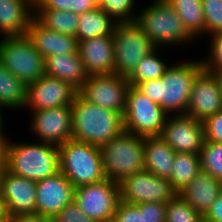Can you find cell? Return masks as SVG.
<instances>
[{"label": "cell", "instance_id": "5bb4252c", "mask_svg": "<svg viewBox=\"0 0 222 222\" xmlns=\"http://www.w3.org/2000/svg\"><path fill=\"white\" fill-rule=\"evenodd\" d=\"M221 110V75L203 69L192 84L186 115L204 121L207 117Z\"/></svg>", "mask_w": 222, "mask_h": 222}, {"label": "cell", "instance_id": "7a4b0ae2", "mask_svg": "<svg viewBox=\"0 0 222 222\" xmlns=\"http://www.w3.org/2000/svg\"><path fill=\"white\" fill-rule=\"evenodd\" d=\"M10 140V141H9ZM5 168L20 177L40 181L60 172L59 146L46 142H6Z\"/></svg>", "mask_w": 222, "mask_h": 222}, {"label": "cell", "instance_id": "ba28073f", "mask_svg": "<svg viewBox=\"0 0 222 222\" xmlns=\"http://www.w3.org/2000/svg\"><path fill=\"white\" fill-rule=\"evenodd\" d=\"M156 48L136 21L117 23L113 32L115 74L128 77Z\"/></svg>", "mask_w": 222, "mask_h": 222}, {"label": "cell", "instance_id": "7c38bea8", "mask_svg": "<svg viewBox=\"0 0 222 222\" xmlns=\"http://www.w3.org/2000/svg\"><path fill=\"white\" fill-rule=\"evenodd\" d=\"M118 185L120 200L130 204L168 203L178 194L167 179L146 170L122 179Z\"/></svg>", "mask_w": 222, "mask_h": 222}, {"label": "cell", "instance_id": "9a60e30c", "mask_svg": "<svg viewBox=\"0 0 222 222\" xmlns=\"http://www.w3.org/2000/svg\"><path fill=\"white\" fill-rule=\"evenodd\" d=\"M77 94L78 90L70 83L44 74L27 85L26 104L23 110L71 106Z\"/></svg>", "mask_w": 222, "mask_h": 222}, {"label": "cell", "instance_id": "2e32d148", "mask_svg": "<svg viewBox=\"0 0 222 222\" xmlns=\"http://www.w3.org/2000/svg\"><path fill=\"white\" fill-rule=\"evenodd\" d=\"M175 152L200 154L205 141L203 121L188 115H168L160 135Z\"/></svg>", "mask_w": 222, "mask_h": 222}, {"label": "cell", "instance_id": "7dc6e473", "mask_svg": "<svg viewBox=\"0 0 222 222\" xmlns=\"http://www.w3.org/2000/svg\"><path fill=\"white\" fill-rule=\"evenodd\" d=\"M101 1H102V0H93V2H94L97 6H99V4L101 3Z\"/></svg>", "mask_w": 222, "mask_h": 222}, {"label": "cell", "instance_id": "ee69618b", "mask_svg": "<svg viewBox=\"0 0 222 222\" xmlns=\"http://www.w3.org/2000/svg\"><path fill=\"white\" fill-rule=\"evenodd\" d=\"M9 216L5 199L2 197L0 193V220Z\"/></svg>", "mask_w": 222, "mask_h": 222}, {"label": "cell", "instance_id": "8fae6325", "mask_svg": "<svg viewBox=\"0 0 222 222\" xmlns=\"http://www.w3.org/2000/svg\"><path fill=\"white\" fill-rule=\"evenodd\" d=\"M120 201L118 182L108 180L75 188L74 202L97 222H112Z\"/></svg>", "mask_w": 222, "mask_h": 222}, {"label": "cell", "instance_id": "8d00e7d4", "mask_svg": "<svg viewBox=\"0 0 222 222\" xmlns=\"http://www.w3.org/2000/svg\"><path fill=\"white\" fill-rule=\"evenodd\" d=\"M135 205L142 212V222H166V203L144 202Z\"/></svg>", "mask_w": 222, "mask_h": 222}, {"label": "cell", "instance_id": "f6af8a7d", "mask_svg": "<svg viewBox=\"0 0 222 222\" xmlns=\"http://www.w3.org/2000/svg\"><path fill=\"white\" fill-rule=\"evenodd\" d=\"M4 109L5 108L0 105V134H5L6 133L5 129H4V124H5L4 123V114H3V111H2Z\"/></svg>", "mask_w": 222, "mask_h": 222}, {"label": "cell", "instance_id": "9c48e42d", "mask_svg": "<svg viewBox=\"0 0 222 222\" xmlns=\"http://www.w3.org/2000/svg\"><path fill=\"white\" fill-rule=\"evenodd\" d=\"M168 114L135 86L130 85L123 114L124 130L138 136H160Z\"/></svg>", "mask_w": 222, "mask_h": 222}, {"label": "cell", "instance_id": "e575fe53", "mask_svg": "<svg viewBox=\"0 0 222 222\" xmlns=\"http://www.w3.org/2000/svg\"><path fill=\"white\" fill-rule=\"evenodd\" d=\"M205 37L222 32V0H202Z\"/></svg>", "mask_w": 222, "mask_h": 222}, {"label": "cell", "instance_id": "ffe728a7", "mask_svg": "<svg viewBox=\"0 0 222 222\" xmlns=\"http://www.w3.org/2000/svg\"><path fill=\"white\" fill-rule=\"evenodd\" d=\"M26 36L44 58L52 55H67L78 52V40L76 37L47 29L34 17L29 24Z\"/></svg>", "mask_w": 222, "mask_h": 222}, {"label": "cell", "instance_id": "3957f363", "mask_svg": "<svg viewBox=\"0 0 222 222\" xmlns=\"http://www.w3.org/2000/svg\"><path fill=\"white\" fill-rule=\"evenodd\" d=\"M72 139L101 147L124 131L123 116L82 99L71 104Z\"/></svg>", "mask_w": 222, "mask_h": 222}, {"label": "cell", "instance_id": "44dd1931", "mask_svg": "<svg viewBox=\"0 0 222 222\" xmlns=\"http://www.w3.org/2000/svg\"><path fill=\"white\" fill-rule=\"evenodd\" d=\"M221 193L222 181L200 170L195 178L178 192V195L204 216Z\"/></svg>", "mask_w": 222, "mask_h": 222}, {"label": "cell", "instance_id": "7402d4cb", "mask_svg": "<svg viewBox=\"0 0 222 222\" xmlns=\"http://www.w3.org/2000/svg\"><path fill=\"white\" fill-rule=\"evenodd\" d=\"M33 17L34 0H0V35H26Z\"/></svg>", "mask_w": 222, "mask_h": 222}, {"label": "cell", "instance_id": "836d02e7", "mask_svg": "<svg viewBox=\"0 0 222 222\" xmlns=\"http://www.w3.org/2000/svg\"><path fill=\"white\" fill-rule=\"evenodd\" d=\"M93 0H34V8L82 14L96 8Z\"/></svg>", "mask_w": 222, "mask_h": 222}, {"label": "cell", "instance_id": "c3c4849f", "mask_svg": "<svg viewBox=\"0 0 222 222\" xmlns=\"http://www.w3.org/2000/svg\"><path fill=\"white\" fill-rule=\"evenodd\" d=\"M199 222H210L207 219H205L204 217L199 221Z\"/></svg>", "mask_w": 222, "mask_h": 222}, {"label": "cell", "instance_id": "bcb514c9", "mask_svg": "<svg viewBox=\"0 0 222 222\" xmlns=\"http://www.w3.org/2000/svg\"><path fill=\"white\" fill-rule=\"evenodd\" d=\"M0 222H13V216L9 215L6 218L1 219Z\"/></svg>", "mask_w": 222, "mask_h": 222}, {"label": "cell", "instance_id": "ab89813d", "mask_svg": "<svg viewBox=\"0 0 222 222\" xmlns=\"http://www.w3.org/2000/svg\"><path fill=\"white\" fill-rule=\"evenodd\" d=\"M112 222H142V212L135 204L119 201Z\"/></svg>", "mask_w": 222, "mask_h": 222}, {"label": "cell", "instance_id": "d590c367", "mask_svg": "<svg viewBox=\"0 0 222 222\" xmlns=\"http://www.w3.org/2000/svg\"><path fill=\"white\" fill-rule=\"evenodd\" d=\"M209 42V55L201 60L203 69L214 74H222V32L211 34Z\"/></svg>", "mask_w": 222, "mask_h": 222}, {"label": "cell", "instance_id": "603a6c76", "mask_svg": "<svg viewBox=\"0 0 222 222\" xmlns=\"http://www.w3.org/2000/svg\"><path fill=\"white\" fill-rule=\"evenodd\" d=\"M143 144L144 170L168 180L172 173L175 151L161 136H145Z\"/></svg>", "mask_w": 222, "mask_h": 222}, {"label": "cell", "instance_id": "60d3db41", "mask_svg": "<svg viewBox=\"0 0 222 222\" xmlns=\"http://www.w3.org/2000/svg\"><path fill=\"white\" fill-rule=\"evenodd\" d=\"M203 217L210 222H222V193L216 198Z\"/></svg>", "mask_w": 222, "mask_h": 222}, {"label": "cell", "instance_id": "484cf974", "mask_svg": "<svg viewBox=\"0 0 222 222\" xmlns=\"http://www.w3.org/2000/svg\"><path fill=\"white\" fill-rule=\"evenodd\" d=\"M182 20L188 33L199 39L205 35V17L202 0H166ZM203 35V36H202Z\"/></svg>", "mask_w": 222, "mask_h": 222}, {"label": "cell", "instance_id": "f35d334b", "mask_svg": "<svg viewBox=\"0 0 222 222\" xmlns=\"http://www.w3.org/2000/svg\"><path fill=\"white\" fill-rule=\"evenodd\" d=\"M203 124L205 140L222 144V110L207 117Z\"/></svg>", "mask_w": 222, "mask_h": 222}, {"label": "cell", "instance_id": "6da1fadb", "mask_svg": "<svg viewBox=\"0 0 222 222\" xmlns=\"http://www.w3.org/2000/svg\"><path fill=\"white\" fill-rule=\"evenodd\" d=\"M202 70L201 58L183 60L172 63L162 78L141 82L136 88L168 115H185L192 84Z\"/></svg>", "mask_w": 222, "mask_h": 222}, {"label": "cell", "instance_id": "e0dca14e", "mask_svg": "<svg viewBox=\"0 0 222 222\" xmlns=\"http://www.w3.org/2000/svg\"><path fill=\"white\" fill-rule=\"evenodd\" d=\"M36 181L17 176L5 167L0 171V193L8 214H36Z\"/></svg>", "mask_w": 222, "mask_h": 222}, {"label": "cell", "instance_id": "4fadbf2b", "mask_svg": "<svg viewBox=\"0 0 222 222\" xmlns=\"http://www.w3.org/2000/svg\"><path fill=\"white\" fill-rule=\"evenodd\" d=\"M29 111L32 112L29 116V128L38 142L59 146L72 139L71 106Z\"/></svg>", "mask_w": 222, "mask_h": 222}, {"label": "cell", "instance_id": "52a82bcc", "mask_svg": "<svg viewBox=\"0 0 222 222\" xmlns=\"http://www.w3.org/2000/svg\"><path fill=\"white\" fill-rule=\"evenodd\" d=\"M0 63L26 85L45 74V58L26 36L0 37Z\"/></svg>", "mask_w": 222, "mask_h": 222}, {"label": "cell", "instance_id": "1f68e13d", "mask_svg": "<svg viewBox=\"0 0 222 222\" xmlns=\"http://www.w3.org/2000/svg\"><path fill=\"white\" fill-rule=\"evenodd\" d=\"M203 216L178 194L166 203V222H199Z\"/></svg>", "mask_w": 222, "mask_h": 222}, {"label": "cell", "instance_id": "4316f807", "mask_svg": "<svg viewBox=\"0 0 222 222\" xmlns=\"http://www.w3.org/2000/svg\"><path fill=\"white\" fill-rule=\"evenodd\" d=\"M27 85L0 63V105L9 110H23Z\"/></svg>", "mask_w": 222, "mask_h": 222}, {"label": "cell", "instance_id": "83f0119b", "mask_svg": "<svg viewBox=\"0 0 222 222\" xmlns=\"http://www.w3.org/2000/svg\"><path fill=\"white\" fill-rule=\"evenodd\" d=\"M34 18L47 29L72 37L77 35L79 14L34 8Z\"/></svg>", "mask_w": 222, "mask_h": 222}, {"label": "cell", "instance_id": "ac0fdd59", "mask_svg": "<svg viewBox=\"0 0 222 222\" xmlns=\"http://www.w3.org/2000/svg\"><path fill=\"white\" fill-rule=\"evenodd\" d=\"M36 214L53 218L74 201V185L60 171L36 182Z\"/></svg>", "mask_w": 222, "mask_h": 222}, {"label": "cell", "instance_id": "d4e9b609", "mask_svg": "<svg viewBox=\"0 0 222 222\" xmlns=\"http://www.w3.org/2000/svg\"><path fill=\"white\" fill-rule=\"evenodd\" d=\"M117 22L102 8H96L79 14L77 35L79 41L103 35H111Z\"/></svg>", "mask_w": 222, "mask_h": 222}, {"label": "cell", "instance_id": "30bf717a", "mask_svg": "<svg viewBox=\"0 0 222 222\" xmlns=\"http://www.w3.org/2000/svg\"><path fill=\"white\" fill-rule=\"evenodd\" d=\"M129 86L127 77L121 75H89L78 89V95L91 104L123 116Z\"/></svg>", "mask_w": 222, "mask_h": 222}, {"label": "cell", "instance_id": "5b68a950", "mask_svg": "<svg viewBox=\"0 0 222 222\" xmlns=\"http://www.w3.org/2000/svg\"><path fill=\"white\" fill-rule=\"evenodd\" d=\"M59 161L60 171L75 188L106 179L99 146L70 139L59 145Z\"/></svg>", "mask_w": 222, "mask_h": 222}, {"label": "cell", "instance_id": "d6a6232c", "mask_svg": "<svg viewBox=\"0 0 222 222\" xmlns=\"http://www.w3.org/2000/svg\"><path fill=\"white\" fill-rule=\"evenodd\" d=\"M136 0H102L99 7L102 8L117 23L133 22L137 20L138 10ZM136 11V12H135Z\"/></svg>", "mask_w": 222, "mask_h": 222}, {"label": "cell", "instance_id": "b9f144b4", "mask_svg": "<svg viewBox=\"0 0 222 222\" xmlns=\"http://www.w3.org/2000/svg\"><path fill=\"white\" fill-rule=\"evenodd\" d=\"M13 222H53V218L40 214H20L13 216Z\"/></svg>", "mask_w": 222, "mask_h": 222}, {"label": "cell", "instance_id": "4dcf8cb0", "mask_svg": "<svg viewBox=\"0 0 222 222\" xmlns=\"http://www.w3.org/2000/svg\"><path fill=\"white\" fill-rule=\"evenodd\" d=\"M199 156L201 170L222 181V144L205 140Z\"/></svg>", "mask_w": 222, "mask_h": 222}, {"label": "cell", "instance_id": "74e56055", "mask_svg": "<svg viewBox=\"0 0 222 222\" xmlns=\"http://www.w3.org/2000/svg\"><path fill=\"white\" fill-rule=\"evenodd\" d=\"M53 222H97L87 216L73 201L53 217Z\"/></svg>", "mask_w": 222, "mask_h": 222}, {"label": "cell", "instance_id": "f546056e", "mask_svg": "<svg viewBox=\"0 0 222 222\" xmlns=\"http://www.w3.org/2000/svg\"><path fill=\"white\" fill-rule=\"evenodd\" d=\"M162 49L164 48H156L137 64L134 71L127 77L130 85L136 87L141 82L163 77L170 65L160 57L158 51Z\"/></svg>", "mask_w": 222, "mask_h": 222}, {"label": "cell", "instance_id": "cb8c5ba5", "mask_svg": "<svg viewBox=\"0 0 222 222\" xmlns=\"http://www.w3.org/2000/svg\"><path fill=\"white\" fill-rule=\"evenodd\" d=\"M45 75L68 82L77 90L89 76L78 52L46 57Z\"/></svg>", "mask_w": 222, "mask_h": 222}, {"label": "cell", "instance_id": "f1b7e54d", "mask_svg": "<svg viewBox=\"0 0 222 222\" xmlns=\"http://www.w3.org/2000/svg\"><path fill=\"white\" fill-rule=\"evenodd\" d=\"M199 154L175 152L172 173L168 181L178 193L186 184H189L200 172Z\"/></svg>", "mask_w": 222, "mask_h": 222}, {"label": "cell", "instance_id": "d6986e66", "mask_svg": "<svg viewBox=\"0 0 222 222\" xmlns=\"http://www.w3.org/2000/svg\"><path fill=\"white\" fill-rule=\"evenodd\" d=\"M78 53L88 75L115 74L113 34L79 41Z\"/></svg>", "mask_w": 222, "mask_h": 222}, {"label": "cell", "instance_id": "7bdbcfd3", "mask_svg": "<svg viewBox=\"0 0 222 222\" xmlns=\"http://www.w3.org/2000/svg\"><path fill=\"white\" fill-rule=\"evenodd\" d=\"M6 134H0V167L3 169L5 167V155H6Z\"/></svg>", "mask_w": 222, "mask_h": 222}, {"label": "cell", "instance_id": "277c9868", "mask_svg": "<svg viewBox=\"0 0 222 222\" xmlns=\"http://www.w3.org/2000/svg\"><path fill=\"white\" fill-rule=\"evenodd\" d=\"M140 9L136 22L157 48L194 42L176 11L166 0H153Z\"/></svg>", "mask_w": 222, "mask_h": 222}, {"label": "cell", "instance_id": "8992f818", "mask_svg": "<svg viewBox=\"0 0 222 222\" xmlns=\"http://www.w3.org/2000/svg\"><path fill=\"white\" fill-rule=\"evenodd\" d=\"M105 176L108 180L122 179L144 170L143 137L122 131L100 147Z\"/></svg>", "mask_w": 222, "mask_h": 222}]
</instances>
